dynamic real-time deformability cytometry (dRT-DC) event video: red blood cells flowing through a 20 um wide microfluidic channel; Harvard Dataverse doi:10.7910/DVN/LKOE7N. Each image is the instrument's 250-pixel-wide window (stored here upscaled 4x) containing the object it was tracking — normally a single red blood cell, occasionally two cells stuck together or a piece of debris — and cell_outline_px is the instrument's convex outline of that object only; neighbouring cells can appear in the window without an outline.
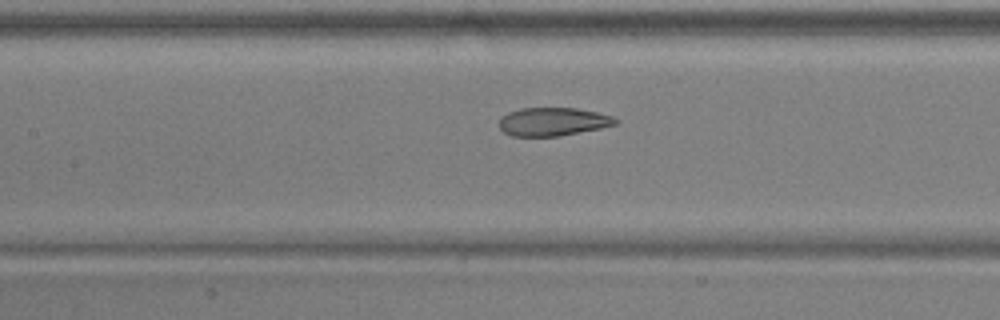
{"species": "common noctule bat (a hibernating species)", "species_latin": "Nyctalus noctula", "temperature_condition": "warm", "stored_images_in_passage": 16, "camera_frame_rate_fps": 3000, "um_per_image_px": 0.085, "animal": {"sex": "male", "body_mass_g": 17.9, "forearm_length_mm": 54.2}, "frame": {"image": 1, "passage_image": 10, "time_ms": 3.0, "image_size_px": [1000, 320], "cell_outline_px": [[620, 120], [616, 124], [600, 128], [560, 136], [512, 136], [504, 132], [500, 128], [500, 120], [508, 112], [520, 108], [576, 108], [596, 112], [612, 116]], "centroid_in_image_um": [47.01, 10.34], "position_along_channel_um": 160.4, "area_um2": 19.07}}